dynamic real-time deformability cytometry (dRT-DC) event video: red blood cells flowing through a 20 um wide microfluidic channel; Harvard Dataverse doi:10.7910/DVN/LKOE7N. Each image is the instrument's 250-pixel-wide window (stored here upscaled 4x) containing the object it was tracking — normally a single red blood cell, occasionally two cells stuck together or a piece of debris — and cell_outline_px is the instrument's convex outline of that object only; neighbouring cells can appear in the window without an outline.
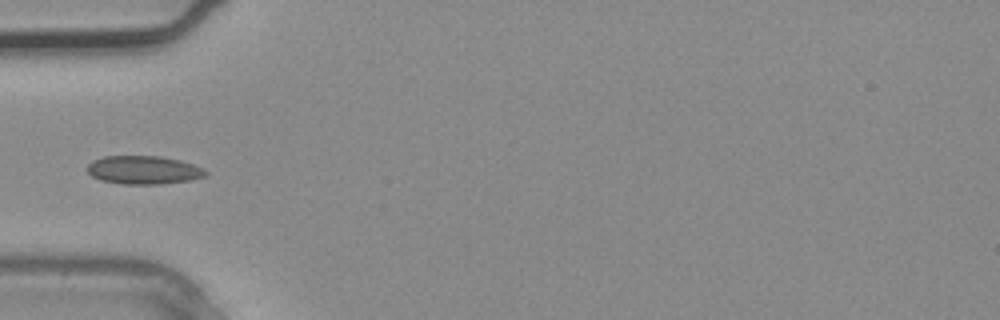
{"species": "common noctule bat (a hibernating species)", "species_latin": "Nyctalus noctula", "temperature_condition": "warm", "stored_images_in_passage": 1, "camera_frame_rate_fps": 3000, "um_per_image_px": 0.085, "animal": {"sex": "male", "body_mass_g": 20.4}, "frame": {"image": 1, "passage_image": 1, "time_ms": 0.0, "image_size_px": [1000, 320], "cell_outline_px": [[208, 176], [188, 180], [160, 184], [124, 184], [100, 180], [92, 176], [88, 172], [88, 164], [92, 160], [104, 156], [160, 156], [180, 160], [204, 168], [208, 172]], "centroid_in_image_um": [12.22, 14.44], "position_along_channel_um": 72.8, "area_um2": 19.59}}